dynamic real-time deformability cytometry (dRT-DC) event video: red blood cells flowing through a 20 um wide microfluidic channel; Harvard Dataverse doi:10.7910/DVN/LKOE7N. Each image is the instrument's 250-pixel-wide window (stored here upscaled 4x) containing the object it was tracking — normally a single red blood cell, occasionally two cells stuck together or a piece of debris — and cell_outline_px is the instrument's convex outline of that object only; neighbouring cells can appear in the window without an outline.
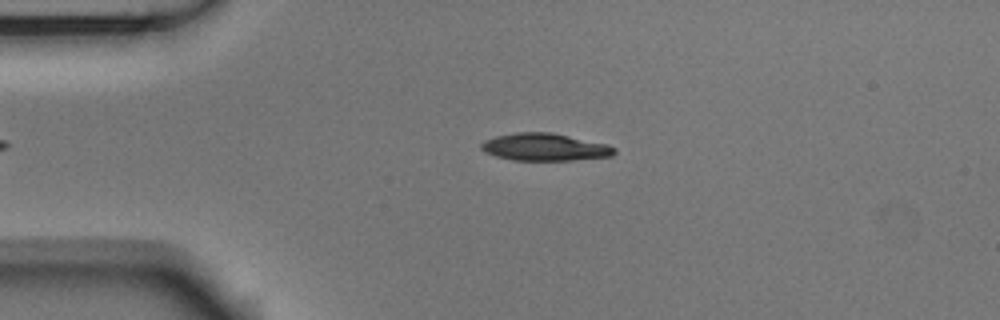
{"species": "Egyptian fruit bat (a non-hibernating species)", "species_latin": "Rousettus aegyptiacus", "temperature_condition": "room temperature", "stored_images_in_passage": 43, "camera_frame_rate_fps": 3000, "um_per_image_px": 0.085, "animal": {"sex": "male"}, "frame": {"image": 1, "passage_image": 7, "time_ms": 2.0, "image_size_px": [1000, 320], "cell_outline_px": [[616, 152], [612, 156], [572, 160], [512, 160], [496, 156], [484, 152], [480, 148], [480, 144], [484, 140], [496, 136], [516, 132], [552, 132], [608, 144], [616, 148]], "centroid_in_image_um": [46.3, 12.5], "position_along_channel_um": 38.7, "area_um2": 21.39}}
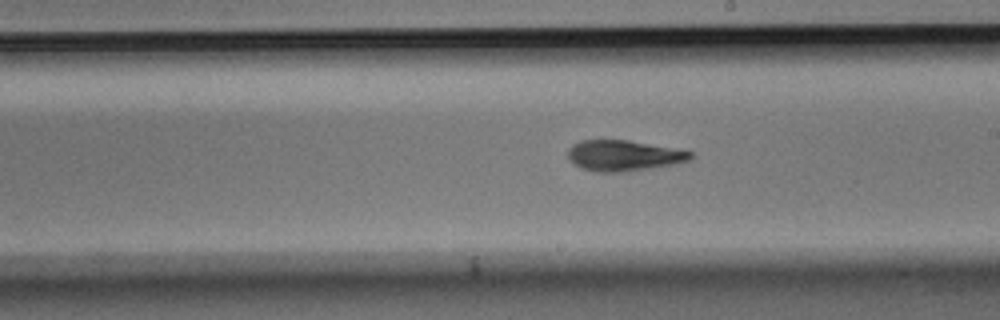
{"frame": {"image": 2, "passage_image": 25, "time_ms": 8.0, "image_size_px": [1000, 320], "cell_outline_px": [[696, 152], [688, 160], [672, 164], [648, 168], [620, 172], [600, 172], [580, 168], [568, 156], [568, 148], [572, 144], [580, 140], [628, 140], [680, 148]], "centroid_in_image_um": [53.04, 13.2], "position_along_channel_um": 236.0, "area_um2": 21.96}}
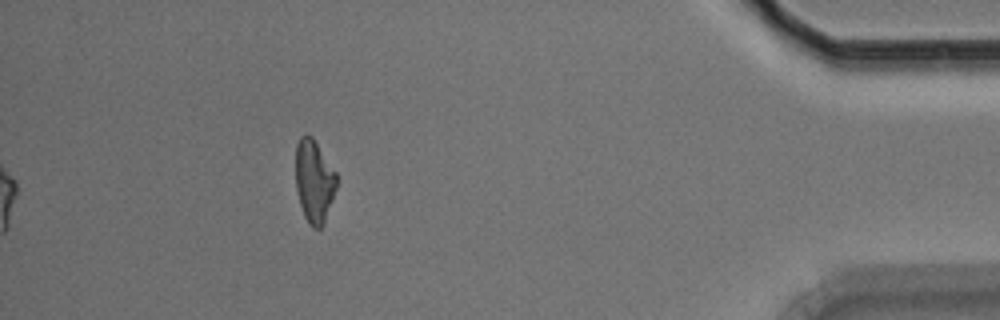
{"frame": {"image": 3, "passage_image": 43, "time_ms": 14.0, "image_size_px": [1000, 320], "cell_outline_px": [[336, 188], [324, 224], [320, 228], [312, 228], [308, 224], [304, 216], [300, 204], [296, 188], [296, 144], [300, 136], [304, 132], [312, 136], [336, 172]], "centroid_in_image_um": [26.69, 15.38], "position_along_channel_um": 408.5, "area_um2": 19.83}, "authors_computed_cell_mechanics": {"area_um2": 21.675, "velocity_mm_per_s": 3.765, "shape_relaxation_time_tau1_ms": 5.6122, "shape_relaxation_time_tau2_ms": 3.8028, "deformation_change_tau1": 0.163, "deformation_change_tau2": 0.107}}